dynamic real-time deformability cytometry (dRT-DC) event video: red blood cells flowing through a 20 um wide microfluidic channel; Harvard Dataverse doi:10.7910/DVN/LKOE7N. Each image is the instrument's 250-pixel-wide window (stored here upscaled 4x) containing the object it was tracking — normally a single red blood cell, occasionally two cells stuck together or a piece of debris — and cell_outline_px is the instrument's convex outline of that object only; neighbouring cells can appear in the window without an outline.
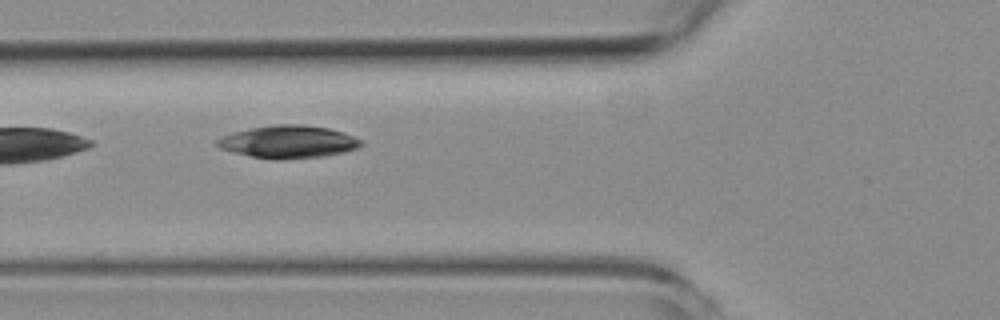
{"species": "common noctule bat (a hibernating species)", "species_latin": "Nyctalus noctula", "temperature_condition": "room temperature", "stored_images_in_passage": 6, "camera_frame_rate_fps": 3000, "um_per_image_px": 0.085, "animal": {"sex": "female", "body_mass_g": 19.3, "forearm_length_mm": 54.1}, "frame": {"image": 1, "passage_image": 5, "time_ms": 5.667, "image_size_px": [1000, 320], "cell_outline_px": [[364, 144], [356, 148], [344, 152], [324, 156], [280, 160], [276, 160], [252, 156], [232, 152], [220, 148], [216, 144], [216, 140], [232, 132], [252, 128], [276, 124], [300, 124], [328, 128], [344, 132], [360, 140]], "centroid_in_image_um": [24.51, 12.05], "position_along_channel_um": 101.3, "area_um2": 27.22}}
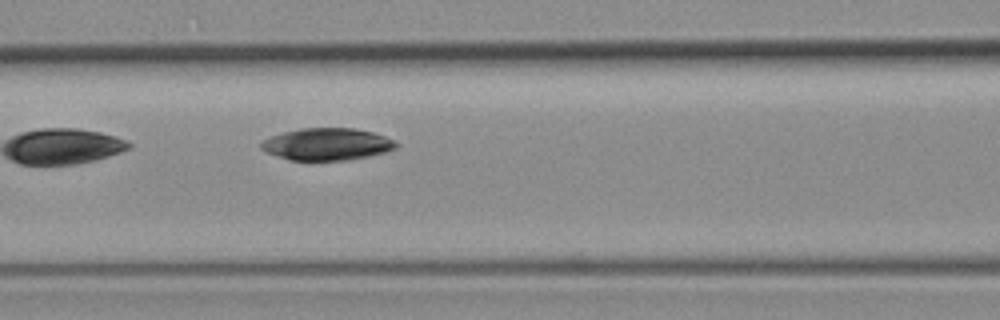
{"frame": {"image": 2, "passage_image": 6, "time_ms": 6.667, "image_size_px": [1000, 320], "cell_outline_px": [[396, 148], [384, 152], [368, 156], [348, 160], [288, 160], [268, 152], [260, 148], [260, 144], [264, 140], [272, 136], [284, 132], [300, 128], [352, 128], [372, 132], [384, 136], [392, 140], [396, 144]], "centroid_in_image_um": [27.77, 12.25], "position_along_channel_um": 138.8, "area_um2": 24.91}}